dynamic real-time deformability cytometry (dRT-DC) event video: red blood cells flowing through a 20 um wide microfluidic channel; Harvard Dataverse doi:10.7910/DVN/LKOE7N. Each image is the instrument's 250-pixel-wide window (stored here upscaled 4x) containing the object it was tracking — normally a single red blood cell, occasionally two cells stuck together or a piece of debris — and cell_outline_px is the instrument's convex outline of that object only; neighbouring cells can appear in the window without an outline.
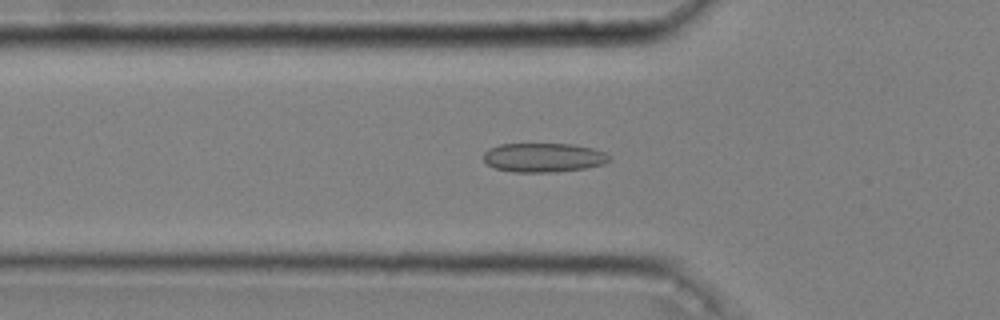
{"species": "common noctule bat (a hibernating species)", "species_latin": "Nyctalus noctula", "temperature_condition": "cold", "stored_images_in_passage": 47, "camera_frame_rate_fps": 3000, "um_per_image_px": 0.085, "animal": {"sex": "male", "body_mass_g": 20.4}, "frame": {"image": 1, "passage_image": 13, "time_ms": 4.0, "image_size_px": [1000, 320], "cell_outline_px": [[612, 160], [604, 164], [584, 168], [556, 172], [516, 172], [496, 168], [488, 164], [484, 160], [484, 152], [488, 148], [500, 144], [572, 144], [592, 148], [604, 152], [612, 156]], "centroid_in_image_um": [46.23, 13.39], "position_along_channel_um": 79.6, "area_um2": 21.39}}
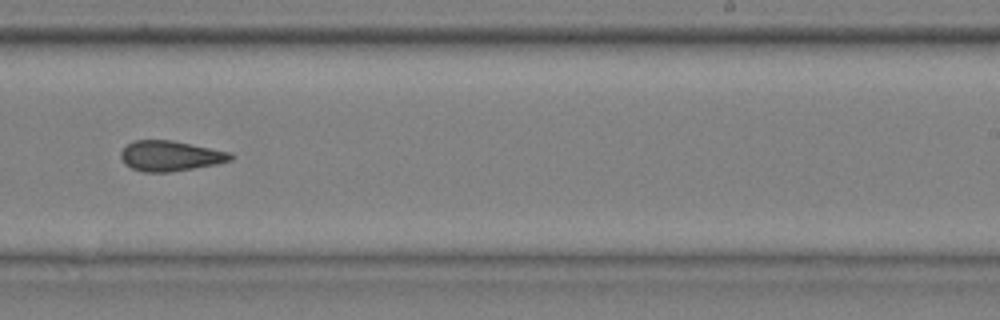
{"frame": {"image": 2, "passage_image": 29, "time_ms": 9.333, "image_size_px": [1000, 320], "cell_outline_px": [[236, 156], [232, 160], [216, 164], [168, 172], [144, 172], [132, 168], [124, 164], [120, 156], [120, 152], [132, 140], [172, 140], [232, 152]], "centroid_in_image_um": [14.49, 13.24], "position_along_channel_um": 274.5, "area_um2": 19.48}}
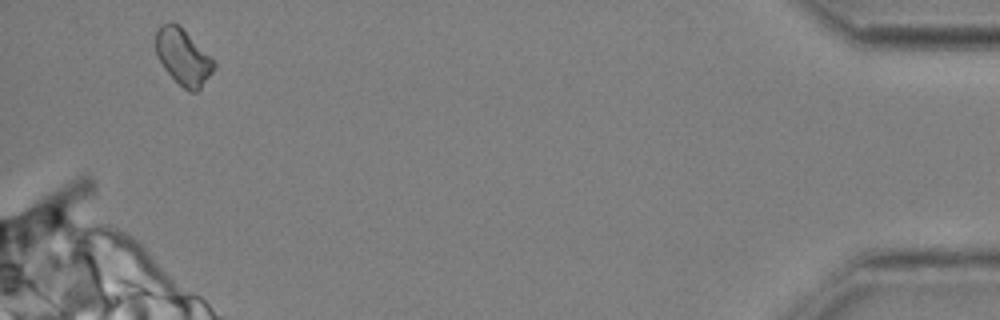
{"frame": {"image": 3, "passage_image": 46, "time_ms": 15.0, "image_size_px": [1000, 320], "cell_outline_px": [[216, 68], [200, 88], [196, 92], [188, 92], [164, 68], [156, 56], [156, 32], [164, 24], [172, 20], [180, 24], [216, 64]], "centroid_in_image_um": [15.56, 4.82], "position_along_channel_um": 419.6, "area_um2": 18.79}, "authors_computed_cell_mechanics": {"area_um2": 19.8832, "velocity_mm_per_s": 3.6539, "shape_relaxation_time_tau1_ms": null, "shape_relaxation_time_tau2_ms": 3.8016, "deformation_change_tau1": null, "deformation_change_tau2": 0.1049}}